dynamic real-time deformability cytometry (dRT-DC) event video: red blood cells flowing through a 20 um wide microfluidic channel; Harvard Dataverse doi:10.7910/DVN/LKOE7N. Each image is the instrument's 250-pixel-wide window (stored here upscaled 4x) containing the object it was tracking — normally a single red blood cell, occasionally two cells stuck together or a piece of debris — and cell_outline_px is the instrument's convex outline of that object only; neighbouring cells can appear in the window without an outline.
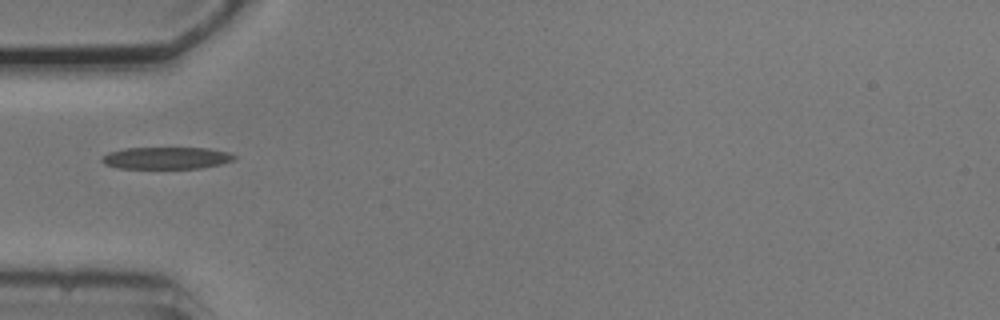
{"species": "common noctule bat (a hibernating species)", "species_latin": "Nyctalus noctula", "temperature_condition": "cold", "stored_images_in_passage": 37, "camera_frame_rate_fps": 3000, "um_per_image_px": 0.085, "animal": {"sex": "male", "body_mass_g": 20.5, "forearm_length_mm": 52.5}, "frame": {"image": 1, "passage_image": 1, "time_ms": 0.0, "image_size_px": [1000, 320], "cell_outline_px": [[236, 156], [232, 160], [220, 164], [200, 168], [116, 168], [104, 164], [100, 160], [100, 156], [108, 152], [124, 148], [208, 148], [228, 152]], "centroid_in_image_um": [14.06, 13.43], "position_along_channel_um": 70.9, "area_um2": 16.99}}
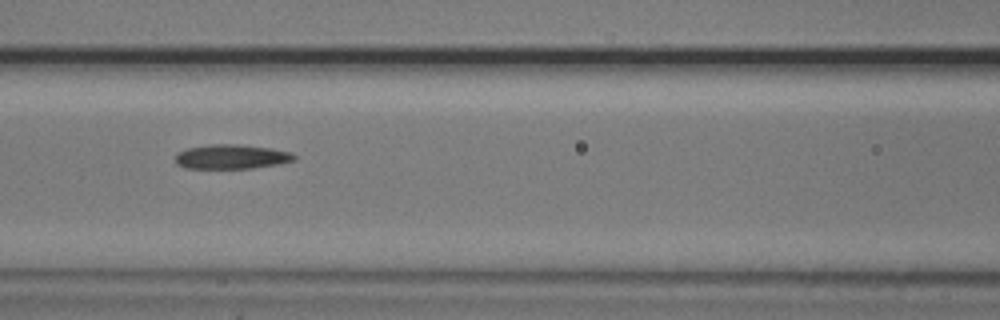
{"frame": {"image": 2, "passage_image": 7, "time_ms": 2.0, "image_size_px": [1000, 320], "cell_outline_px": [[296, 160], [280, 164], [252, 168], [184, 168], [176, 164], [176, 152], [188, 148], [208, 144], [240, 144], [272, 148], [292, 152], [296, 156]], "centroid_in_image_um": [19.7, 13.31], "position_along_channel_um": 146.9, "area_um2": 17.17}}
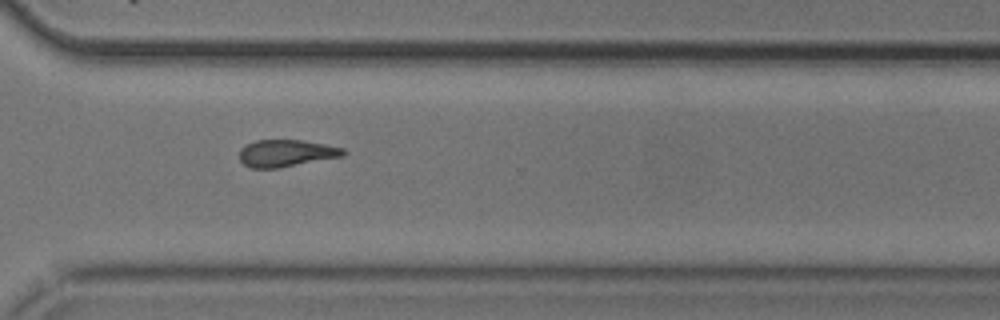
{"frame": {"image": 3, "passage_image": 23, "time_ms": 7.333, "image_size_px": [1000, 320], "cell_outline_px": [[348, 152], [344, 156], [280, 168], [248, 168], [240, 160], [240, 148], [256, 140], [304, 140], [344, 148]], "centroid_in_image_um": [24.35, 13.03], "position_along_channel_um": 346.2, "area_um2": 16.53}, "authors_computed_cell_mechanics": {"area_um2": 16.5886, "velocity_mm_per_s": 3.7412, "shape_relaxation_time_tau1_ms": 5.5304, "shape_relaxation_time_tau2_ms": null, "deformation_change_tau1": 0.1842, "deformation_change_tau2": null}}